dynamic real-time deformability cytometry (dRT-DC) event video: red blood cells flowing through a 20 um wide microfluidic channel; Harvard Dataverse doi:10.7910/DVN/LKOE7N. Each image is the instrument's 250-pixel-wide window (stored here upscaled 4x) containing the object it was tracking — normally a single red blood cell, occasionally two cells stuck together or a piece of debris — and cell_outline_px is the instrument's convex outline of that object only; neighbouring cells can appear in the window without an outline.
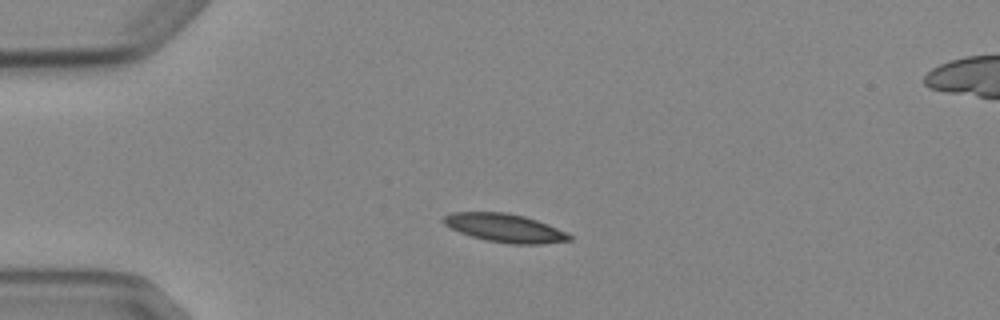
{"species": "Egyptian fruit bat (a non-hibernating species)", "species_latin": "Rousettus aegyptiacus", "temperature_condition": "cold", "stored_images_in_passage": 4, "camera_frame_rate_fps": 3000, "um_per_image_px": 0.085, "animal": {"sex": "female"}, "frame": {"image": 1, "passage_image": 3, "time_ms": 2.333, "image_size_px": [1000, 320], "cell_outline_px": [[572, 240], [540, 244], [512, 244], [484, 240], [460, 232], [444, 224], [440, 220], [444, 216], [452, 212], [508, 212], [524, 216], [548, 224], [572, 236]], "centroid_in_image_um": [42.88, 19.37], "position_along_channel_um": 42.1, "area_um2": 20.75}}